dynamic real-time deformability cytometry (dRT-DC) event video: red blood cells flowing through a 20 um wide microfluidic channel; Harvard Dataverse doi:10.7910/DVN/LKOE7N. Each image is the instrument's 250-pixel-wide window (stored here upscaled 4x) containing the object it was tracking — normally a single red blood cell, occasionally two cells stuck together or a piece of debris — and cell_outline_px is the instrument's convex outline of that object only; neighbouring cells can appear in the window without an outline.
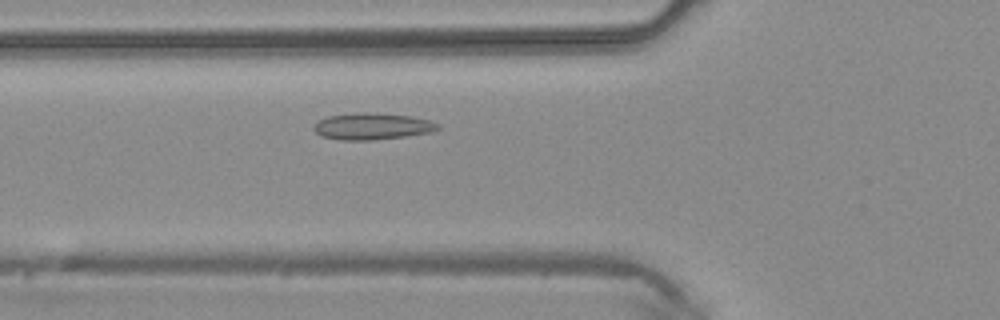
{"species": "common noctule bat (a hibernating species)", "species_latin": "Nyctalus noctula", "temperature_condition": "warm", "stored_images_in_passage": 38, "camera_frame_rate_fps": 3000, "um_per_image_px": 0.085, "animal": {"sex": "male", "body_mass_g": 20.4}, "frame": {"image": 1, "passage_image": 10, "time_ms": 3.0, "image_size_px": [1000, 320], "cell_outline_px": [[440, 128], [428, 132], [408, 136], [372, 140], [340, 140], [320, 136], [312, 128], [316, 120], [328, 116], [360, 112], [376, 112], [412, 116], [432, 120], [440, 124]], "centroid_in_image_um": [31.63, 10.73], "position_along_channel_um": 94.2, "area_um2": 19.59}}
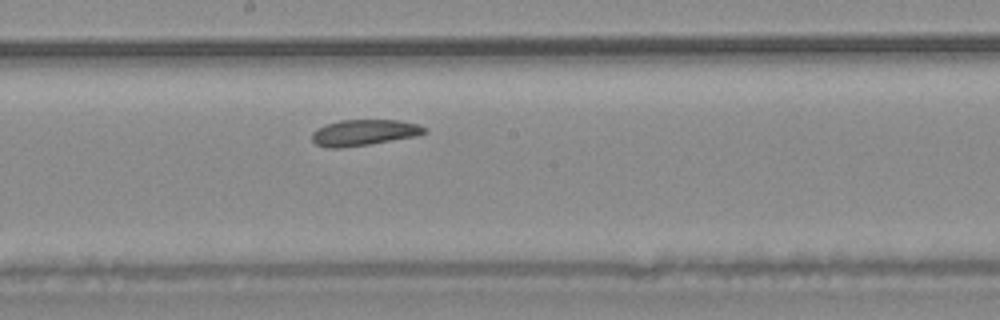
{"frame": {"image": 2, "passage_image": 18, "time_ms": 5.667, "image_size_px": [1000, 320], "cell_outline_px": [[428, 132], [416, 136], [368, 144], [340, 148], [324, 148], [316, 144], [312, 140], [312, 132], [316, 128], [340, 120], [396, 120], [420, 124], [428, 128]], "centroid_in_image_um": [30.95, 11.27], "position_along_channel_um": 217.3, "area_um2": 17.11}}
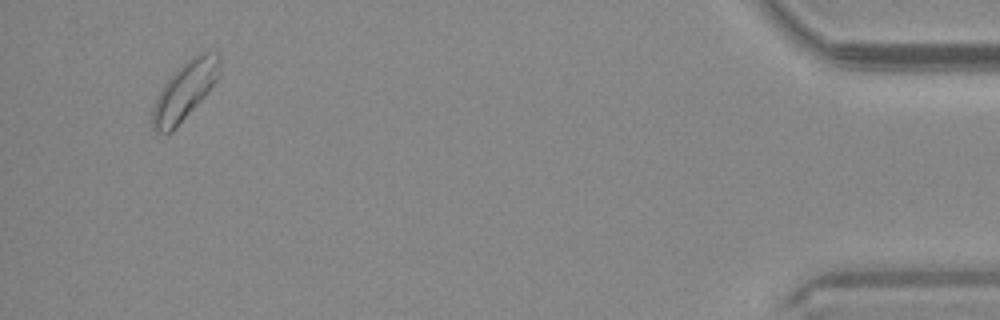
{"frame": {"image": 3, "passage_image": 36, "time_ms": 11.667, "image_size_px": [1000, 320], "cell_outline_px": [[220, 72], [216, 80], [204, 96], [172, 132], [156, 132], [152, 128], [152, 108], [156, 96], [164, 84], [192, 56], [200, 52], [216, 52], [220, 56]], "centroid_in_image_um": [15.69, 7.72], "position_along_channel_um": 419.5, "area_um2": 22.2}}